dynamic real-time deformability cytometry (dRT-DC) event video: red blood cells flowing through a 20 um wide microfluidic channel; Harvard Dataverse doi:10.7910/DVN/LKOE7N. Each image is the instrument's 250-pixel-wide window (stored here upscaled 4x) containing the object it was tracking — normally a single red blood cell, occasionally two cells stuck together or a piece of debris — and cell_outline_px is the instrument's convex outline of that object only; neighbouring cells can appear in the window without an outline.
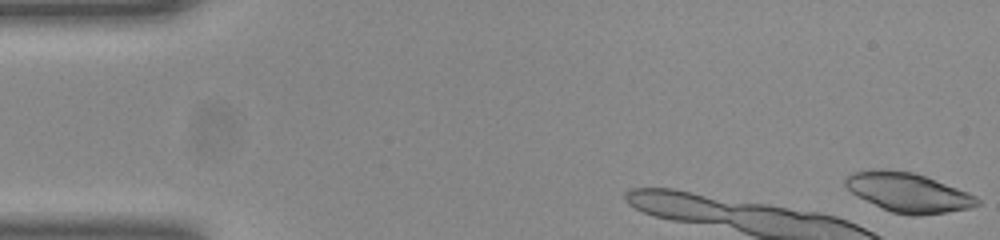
{"species": "common noctule bat (a hibernating species)", "species_latin": "Nyctalus noctula", "temperature_condition": "room temperature", "stored_images_in_passage": 8, "camera_frame_rate_fps": 3000, "um_per_image_px": 0.085, "animal": {"sex": "female", "body_mass_g": 23.0, "forearm_length_mm": 53.4}, "frame": {"image": 1, "passage_image": 1, "time_ms": 0.0, "image_size_px": [1000, 240], "cell_outline_px": [[980, 204], [968, 208], [944, 212], [916, 216], [908, 216], [892, 212], [856, 196], [844, 184], [844, 180], [852, 172], [872, 168], [884, 168], [912, 172], [924, 176], [968, 192], [976, 196], [980, 200]], "centroid_in_image_um": [77.16, 16.34], "position_along_channel_um": 7.8, "area_um2": 30.11}}